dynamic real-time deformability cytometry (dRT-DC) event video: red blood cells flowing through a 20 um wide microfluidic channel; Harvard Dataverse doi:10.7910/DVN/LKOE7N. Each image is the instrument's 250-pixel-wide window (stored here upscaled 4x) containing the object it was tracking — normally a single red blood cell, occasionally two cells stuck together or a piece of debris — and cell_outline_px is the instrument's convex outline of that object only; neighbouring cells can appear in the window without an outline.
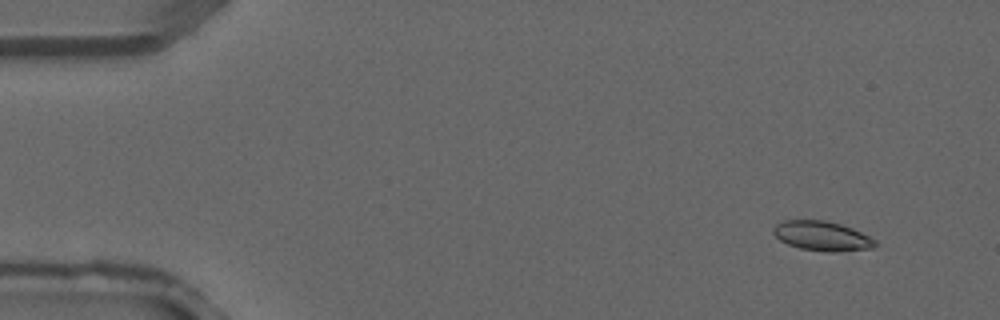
{"species": "common noctule bat (a hibernating species)", "species_latin": "Nyctalus noctula", "temperature_condition": "warm", "stored_images_in_passage": 3, "camera_frame_rate_fps": 3000, "um_per_image_px": 0.085, "animal": {"sex": "male", "forearm_length_mm": 52.5}, "frame": {"image": 1, "passage_image": 1, "time_ms": 0.0, "image_size_px": [1000, 320], "cell_outline_px": [[880, 244], [872, 248], [836, 252], [828, 252], [800, 248], [788, 244], [780, 240], [772, 232], [772, 228], [776, 224], [784, 220], [828, 220], [852, 228], [876, 240]], "centroid_in_image_um": [69.88, 20.05], "position_along_channel_um": 15.1, "area_um2": 17.63}}